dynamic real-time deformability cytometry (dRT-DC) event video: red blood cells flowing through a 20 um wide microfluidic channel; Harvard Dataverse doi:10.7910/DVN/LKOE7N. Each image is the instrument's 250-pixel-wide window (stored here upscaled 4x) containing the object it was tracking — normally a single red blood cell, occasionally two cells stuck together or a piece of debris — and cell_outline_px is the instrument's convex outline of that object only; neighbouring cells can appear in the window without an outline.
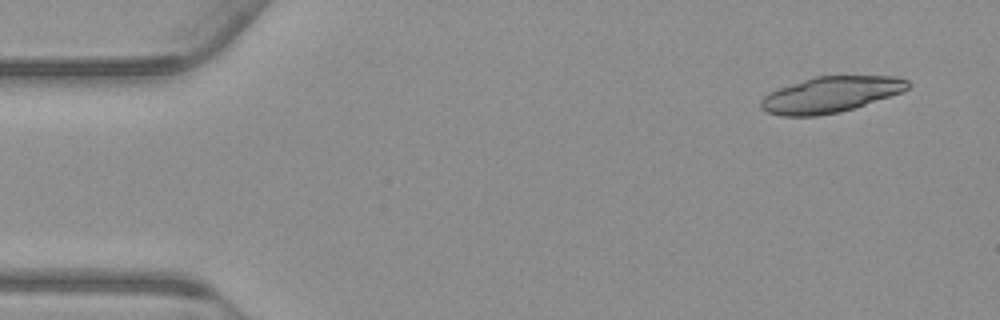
{"species": "common noctule bat (a hibernating species)", "species_latin": "Nyctalus noctula", "temperature_condition": "warm", "stored_images_in_passage": 19, "camera_frame_rate_fps": 3000, "um_per_image_px": 0.085, "animal": {"sex": "male", "body_mass_g": 23.1, "forearm_length_mm": 52.7}, "frame": {"image": 1, "passage_image": 4, "time_ms": 1.0, "image_size_px": [1000, 320], "cell_outline_px": [[908, 88], [904, 92], [840, 112], [816, 116], [780, 116], [768, 112], [760, 108], [760, 100], [768, 92], [812, 76], [900, 76], [908, 80]], "centroid_in_image_um": [70.59, 8.03], "position_along_channel_um": 14.4, "area_um2": 30.87}}